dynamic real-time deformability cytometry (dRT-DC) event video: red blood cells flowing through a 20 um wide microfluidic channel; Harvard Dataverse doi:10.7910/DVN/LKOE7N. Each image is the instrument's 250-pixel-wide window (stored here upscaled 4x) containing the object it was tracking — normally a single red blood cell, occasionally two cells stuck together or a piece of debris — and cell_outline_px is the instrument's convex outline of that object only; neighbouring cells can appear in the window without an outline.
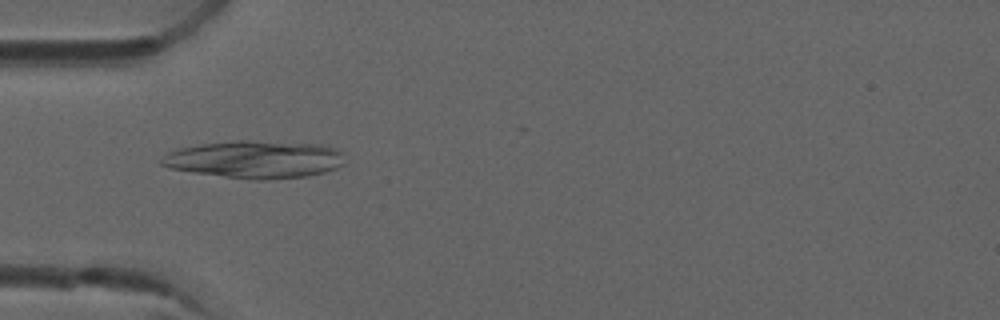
{"species": "common noctule bat (a hibernating species)", "species_latin": "Nyctalus noctula", "temperature_condition": "room temperature", "stored_images_in_passage": 2, "camera_frame_rate_fps": 3000, "um_per_image_px": 0.085, "animal": {"sex": "male", "forearm_length_mm": 52.5}, "frame": {"image": 1, "passage_image": 1, "time_ms": 0.0, "image_size_px": [1000, 320], "cell_outline_px": [[344, 164], [336, 168], [324, 172], [308, 176], [264, 180], [256, 180], [224, 176], [168, 168], [160, 164], [160, 160], [168, 152], [180, 148], [200, 144], [236, 140], [248, 140], [328, 144], [344, 152]], "centroid_in_image_um": [21.74, 13.53], "position_along_channel_um": 63.3, "area_um2": 40.4}}
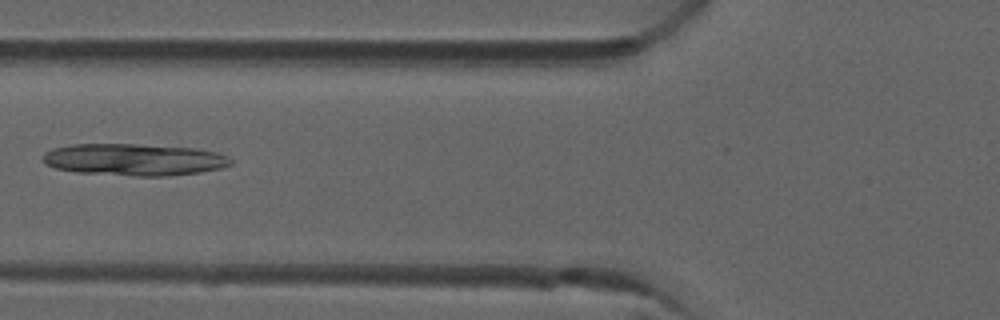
{"frame": {"image": 2, "passage_image": 2, "time_ms": 0.333, "image_size_px": [1000, 320], "cell_outline_px": [[232, 164], [220, 168], [200, 172], [168, 176], [136, 176], [80, 172], [56, 168], [44, 164], [44, 152], [52, 148], [72, 144], [136, 144], [196, 148], [216, 152], [228, 156], [232, 160]], "centroid_in_image_um": [11.41, 13.56], "position_along_channel_um": 114.4, "area_um2": 34.91}}